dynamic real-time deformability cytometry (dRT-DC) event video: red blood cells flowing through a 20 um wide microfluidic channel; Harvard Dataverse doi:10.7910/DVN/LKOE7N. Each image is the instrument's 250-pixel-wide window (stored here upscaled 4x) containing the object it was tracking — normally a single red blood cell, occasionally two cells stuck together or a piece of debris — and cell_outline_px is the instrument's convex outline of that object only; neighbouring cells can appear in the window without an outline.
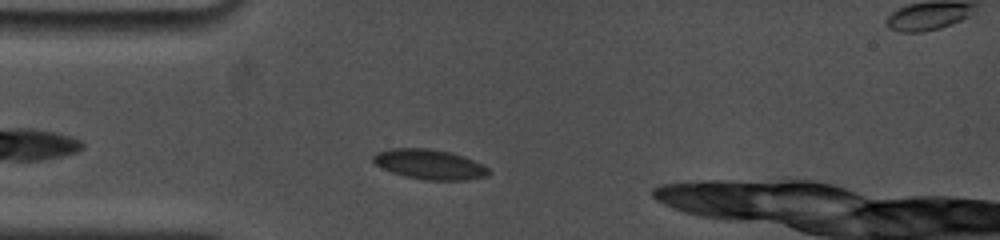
{"species": "common noctule bat (a hibernating species)", "species_latin": "Nyctalus noctula", "temperature_condition": "cold", "stored_images_in_passage": 46, "camera_frame_rate_fps": 5000, "um_per_image_px": 0.085, "animal": {"sex": "female", "body_mass_g": 19.0, "forearm_length_mm": 53.3}, "frame": {"image": 1, "passage_image": 11, "time_ms": 2.4, "image_size_px": [1000, 240], "cell_outline_px": [[492, 172], [488, 176], [468, 180], [424, 180], [404, 176], [392, 172], [376, 164], [372, 160], [372, 156], [376, 152], [392, 148], [428, 148], [452, 152], [464, 156], [488, 168]], "centroid_in_image_um": [36.53, 13.97], "position_along_channel_um": 48.5, "area_um2": 20.23}}
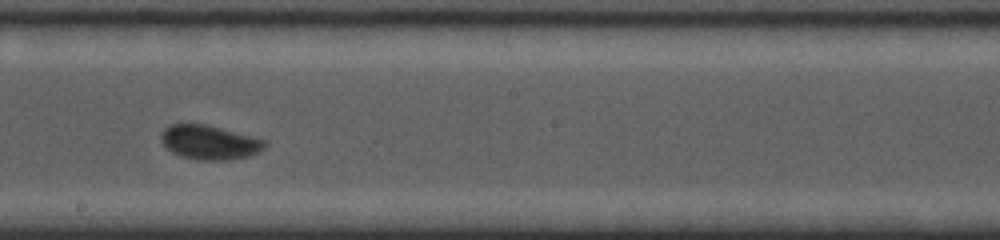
{"frame": {"image": 2, "passage_image": 25, "time_ms": 7.6, "image_size_px": [1000, 240], "cell_outline_px": [[268, 144], [260, 152], [248, 156], [224, 160], [200, 160], [180, 156], [172, 152], [160, 140], [160, 132], [164, 128], [172, 124], [208, 124], [268, 140]], "centroid_in_image_um": [17.83, 12.09], "position_along_channel_um": 230.4, "area_um2": 20.92}}
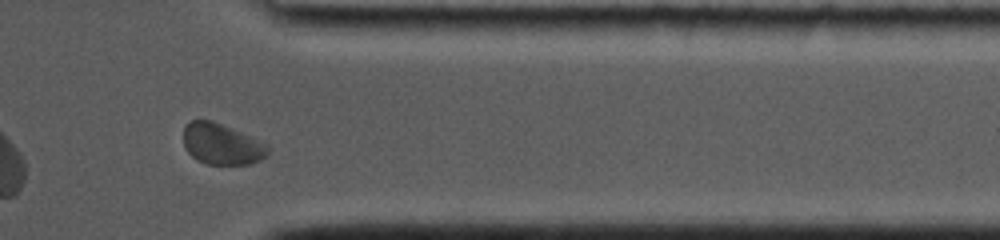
{"frame": {"image": 3, "passage_image": 42, "time_ms": 12.0, "image_size_px": [1000, 240], "cell_outline_px": [[268, 156], [252, 164], [208, 164], [196, 160], [188, 152], [184, 144], [184, 128], [192, 120], [212, 120], [268, 144]], "centroid_in_image_um": [18.86, 12.26], "position_along_channel_um": 392.5, "area_um2": 20.06}, "authors_computed_cell_mechanics": {"area_um2": 20.2589, "velocity_mm_per_s": 3.6855, "shape_relaxation_time_tau1_ms": 4.7007, "shape_relaxation_time_tau2_ms": 0.7583, "deformation_change_tau1": 0.1155, "deformation_change_tau2": 0.0472}}